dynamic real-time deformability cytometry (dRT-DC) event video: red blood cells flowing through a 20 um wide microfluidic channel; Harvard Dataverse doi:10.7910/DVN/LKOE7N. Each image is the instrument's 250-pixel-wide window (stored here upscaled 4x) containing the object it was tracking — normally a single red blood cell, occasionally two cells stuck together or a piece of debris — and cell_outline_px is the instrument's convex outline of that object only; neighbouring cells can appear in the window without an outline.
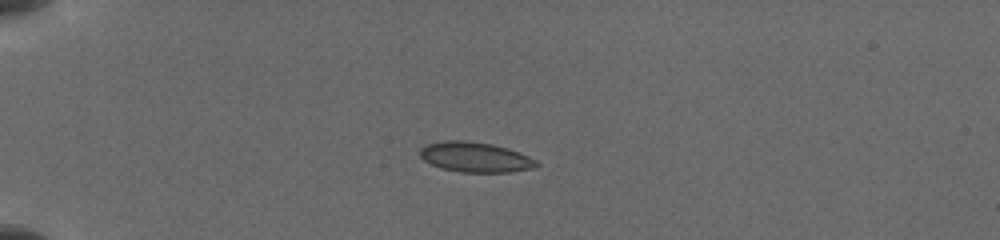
{"species": "common noctule bat (a hibernating species)", "species_latin": "Nyctalus noctula", "temperature_condition": "cold", "stored_images_in_passage": 6, "camera_frame_rate_fps": 3000, "um_per_image_px": 0.085, "animal": {"sex": "female", "body_mass_g": 19.5, "forearm_length_mm": 54.1}, "frame": {"image": 1, "passage_image": 5, "time_ms": 4.0, "image_size_px": [1000, 240], "cell_outline_px": [[540, 164], [532, 168], [508, 172], [460, 172], [440, 168], [424, 160], [420, 156], [420, 148], [424, 144], [444, 140], [464, 140], [492, 144], [508, 148], [528, 156], [536, 160]], "centroid_in_image_um": [40.36, 13.35], "position_along_channel_um": 44.6, "area_um2": 20.46}}